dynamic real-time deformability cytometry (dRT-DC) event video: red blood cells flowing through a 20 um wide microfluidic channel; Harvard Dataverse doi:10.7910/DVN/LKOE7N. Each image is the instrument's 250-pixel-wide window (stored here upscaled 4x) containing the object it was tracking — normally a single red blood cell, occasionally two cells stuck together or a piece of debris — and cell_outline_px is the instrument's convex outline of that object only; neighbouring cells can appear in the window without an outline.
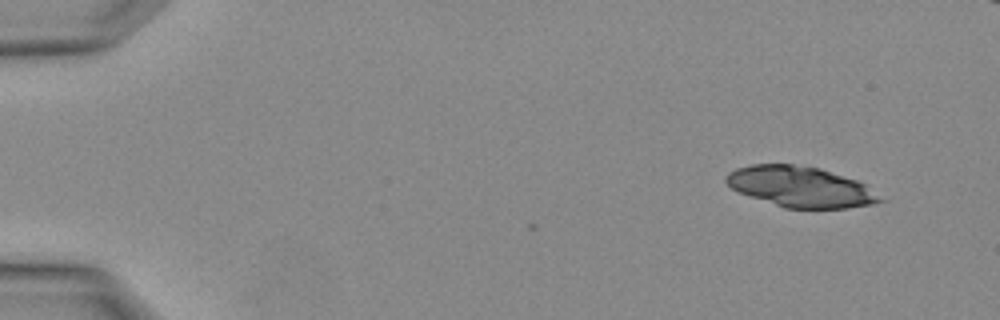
{"species": "Egyptian fruit bat (a non-hibernating species)", "species_latin": "Rousettus aegyptiacus", "temperature_condition": "warm", "stored_images_in_passage": 2, "camera_frame_rate_fps": 3000, "um_per_image_px": 0.085, "animal": {"sex": "female"}, "frame": {"image": 1, "passage_image": 2, "time_ms": 0.333, "image_size_px": [1000, 320], "cell_outline_px": [[888, 200], [872, 204], [848, 208], [784, 208], [736, 192], [724, 180], [724, 176], [728, 172], [736, 168], [752, 164], [792, 164], [820, 168], [856, 180], [864, 184]], "centroid_in_image_um": [68.03, 15.88], "position_along_channel_um": 17.0, "area_um2": 36.65}}